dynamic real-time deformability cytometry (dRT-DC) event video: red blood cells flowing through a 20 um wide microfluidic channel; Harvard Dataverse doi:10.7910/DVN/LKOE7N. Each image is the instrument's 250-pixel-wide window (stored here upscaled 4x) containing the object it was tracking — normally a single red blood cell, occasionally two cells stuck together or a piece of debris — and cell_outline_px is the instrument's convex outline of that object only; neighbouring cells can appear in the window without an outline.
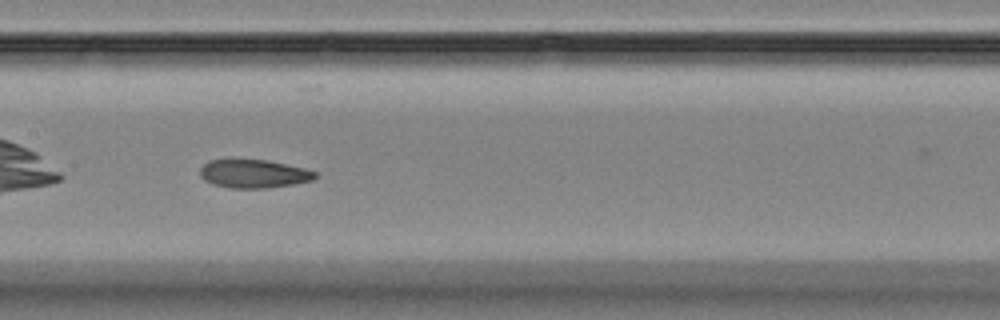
{"species": "Egyptian fruit bat (a non-hibernating species)", "species_latin": "Rousettus aegyptiacus", "temperature_condition": "room temperature", "stored_images_in_passage": 4, "camera_frame_rate_fps": 3000, "um_per_image_px": 0.085, "animal": {"sex": "female"}, "frame": {"image": 1, "passage_image": 4, "time_ms": 3.333, "image_size_px": [1000, 320], "cell_outline_px": [[316, 176], [312, 180], [292, 184], [264, 188], [228, 188], [212, 184], [204, 180], [200, 176], [200, 168], [208, 160], [268, 160], [304, 168], [316, 172]], "centroid_in_image_um": [21.52, 14.77], "position_along_channel_um": 185.9, "area_um2": 18.9}}